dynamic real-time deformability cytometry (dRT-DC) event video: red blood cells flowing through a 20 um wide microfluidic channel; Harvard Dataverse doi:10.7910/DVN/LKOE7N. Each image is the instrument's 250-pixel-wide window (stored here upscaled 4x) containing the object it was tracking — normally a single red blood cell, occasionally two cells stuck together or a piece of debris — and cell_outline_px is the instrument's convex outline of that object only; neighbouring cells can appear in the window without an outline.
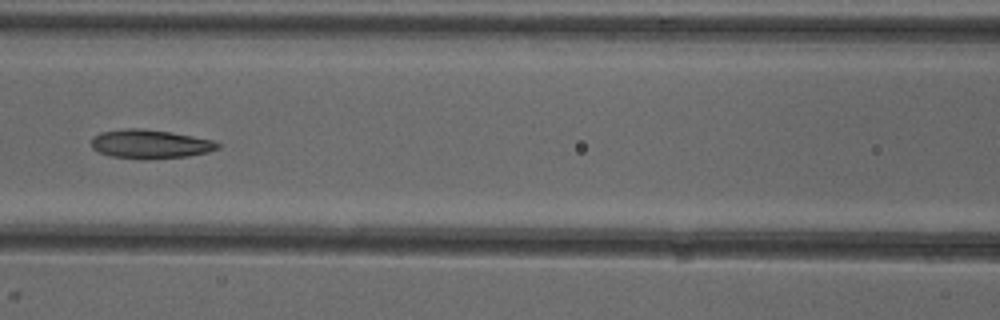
{"species": "common noctule bat (a hibernating species)", "species_latin": "Nyctalus noctula", "temperature_condition": "cold", "stored_images_in_passage": 8, "camera_frame_rate_fps": 3000, "um_per_image_px": 0.085, "animal": {"sex": "female"}, "frame": {"image": 1, "passage_image": 7, "time_ms": 7.0, "image_size_px": [1000, 320], "cell_outline_px": [[220, 148], [208, 152], [188, 156], [112, 156], [100, 152], [92, 148], [92, 136], [100, 132], [124, 128], [144, 128], [172, 132], [216, 140], [220, 144]], "centroid_in_image_um": [12.81, 12.18], "position_along_channel_um": 153.8, "area_um2": 20.52}}
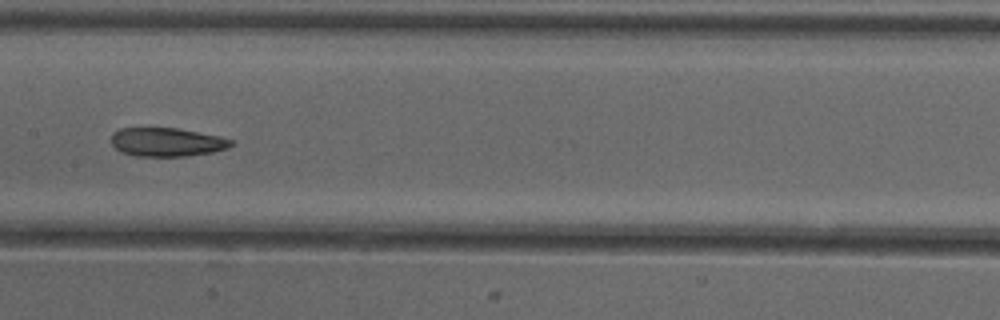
{"frame": {"image": 2, "passage_image": 8, "time_ms": 8.0, "image_size_px": [1000, 320], "cell_outline_px": [[236, 144], [228, 148], [212, 152], [184, 156], [136, 156], [120, 152], [112, 144], [112, 132], [120, 128], [176, 128], [220, 136], [236, 140]], "centroid_in_image_um": [14.22, 12.07], "position_along_channel_um": 193.2, "area_um2": 20.17}}